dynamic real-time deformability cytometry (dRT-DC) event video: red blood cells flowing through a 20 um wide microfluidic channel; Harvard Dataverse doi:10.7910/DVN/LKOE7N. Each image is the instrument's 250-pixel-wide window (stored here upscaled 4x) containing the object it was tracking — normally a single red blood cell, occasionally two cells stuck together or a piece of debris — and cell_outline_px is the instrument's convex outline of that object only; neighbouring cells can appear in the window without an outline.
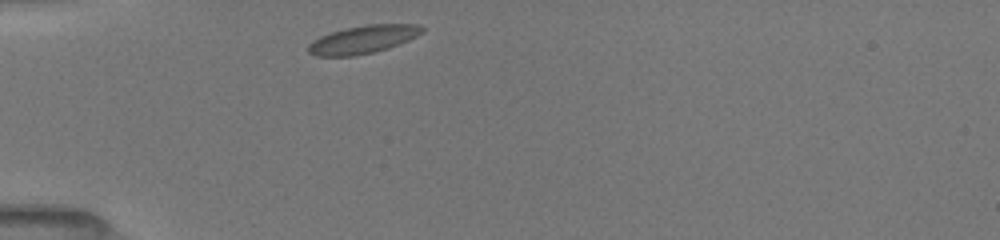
{"species": "common noctule bat (a hibernating species)", "species_latin": "Nyctalus noctula", "temperature_condition": "room temperature", "stored_images_in_passage": 53, "camera_frame_rate_fps": 3000, "um_per_image_px": 0.085, "animal": {"sex": "female", "body_mass_g": 19.5, "forearm_length_mm": 54.1}, "frame": {"image": 1, "passage_image": 1, "time_ms": 0.0, "image_size_px": [1000, 240], "cell_outline_px": [[424, 32], [408, 40], [388, 48], [372, 52], [352, 56], [316, 56], [308, 52], [308, 44], [312, 40], [320, 36], [344, 28], [368, 24], [420, 24], [424, 28]], "centroid_in_image_um": [30.85, 3.34], "position_along_channel_um": 54.1, "area_um2": 18.55}}
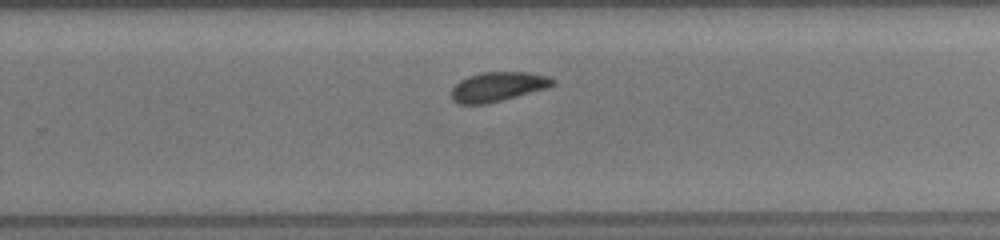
{"frame": {"image": 2, "passage_image": 31, "time_ms": 6.333, "image_size_px": [1000, 240], "cell_outline_px": [[556, 84], [548, 88], [484, 104], [460, 104], [452, 100], [452, 88], [460, 80], [468, 76], [484, 72], [528, 72], [548, 76], [556, 80]], "centroid_in_image_um": [42.34, 7.36], "position_along_channel_um": 287.5, "area_um2": 17.28}}
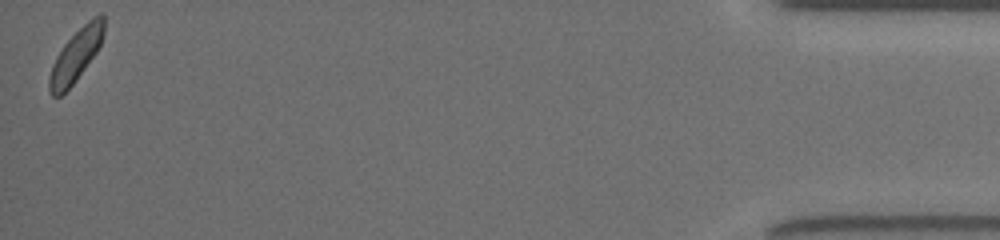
{"frame": {"image": 3, "passage_image": 52, "time_ms": 12.0, "image_size_px": [1000, 240], "cell_outline_px": [[104, 36], [96, 52], [76, 80], [60, 96], [52, 96], [48, 88], [48, 76], [52, 64], [56, 56], [64, 44], [92, 16], [100, 12], [104, 12]], "centroid_in_image_um": [6.45, 4.68], "position_along_channel_um": 428.7, "area_um2": 16.59}, "authors_computed_cell_mechanics": {"area_um2": 17.4556, "velocity_mm_per_s": 3.9326, "shape_relaxation_time_tau1_ms": 3.5453, "shape_relaxation_time_tau2_ms": 4.728, "deformation_change_tau1": 0.0975, "deformation_change_tau2": 0.0565}}